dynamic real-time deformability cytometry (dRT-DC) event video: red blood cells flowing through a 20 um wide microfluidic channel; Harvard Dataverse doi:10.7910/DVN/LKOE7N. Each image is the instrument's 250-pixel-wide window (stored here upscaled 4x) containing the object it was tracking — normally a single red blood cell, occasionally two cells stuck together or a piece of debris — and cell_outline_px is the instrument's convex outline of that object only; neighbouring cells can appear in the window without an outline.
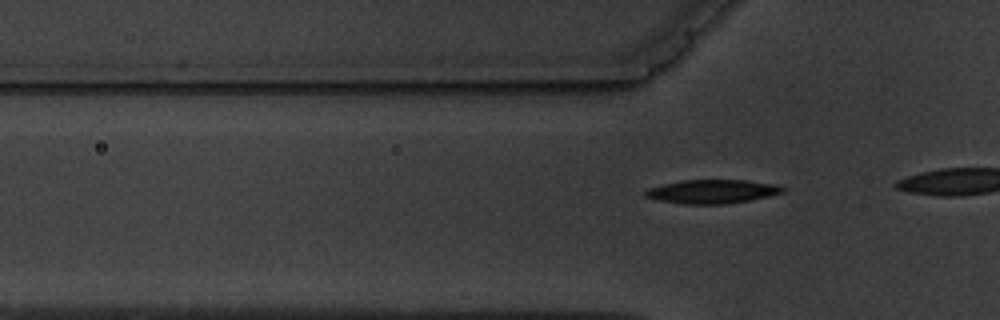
{"species": "common noctule bat (a hibernating species)", "species_latin": "Nyctalus noctula", "temperature_condition": "warm", "stored_images_in_passage": 7, "segment_of_instrument_passage": [2, 2], "camera_frame_rate_fps": 3000, "um_per_image_px": 0.085, "animal": {"sex": "male", "body_mass_g": 19.5, "forearm_length_mm": 54.6}, "frame": {"image": 1, "passage_image": 7, "time_ms": 8.667, "image_size_px": [1000, 320], "cell_outline_px": [[784, 192], [768, 196], [748, 200], [724, 204], [684, 204], [660, 200], [644, 196], [644, 192], [648, 188], [680, 180], [748, 180], [776, 184], [784, 188]], "centroid_in_image_um": [60.54, 16.27], "position_along_channel_um": 65.3, "area_um2": 18.9}}